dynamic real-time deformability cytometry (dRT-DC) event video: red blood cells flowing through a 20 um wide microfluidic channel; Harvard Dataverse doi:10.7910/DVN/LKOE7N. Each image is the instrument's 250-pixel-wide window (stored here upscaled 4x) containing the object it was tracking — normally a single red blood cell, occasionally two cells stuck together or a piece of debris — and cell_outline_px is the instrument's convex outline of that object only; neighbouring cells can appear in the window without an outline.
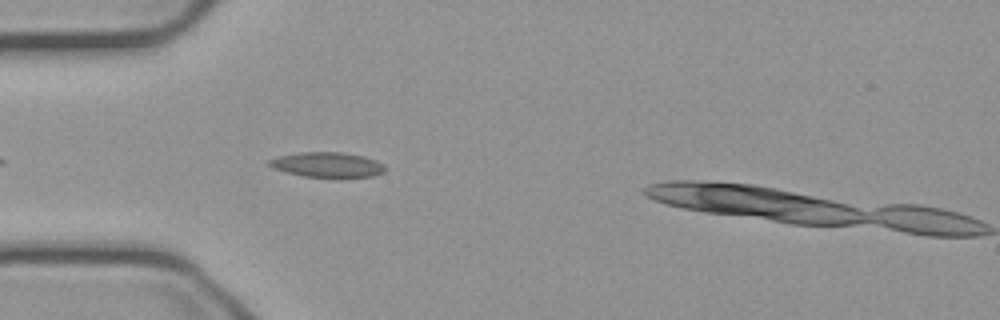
{"species": "common noctule bat (a hibernating species)", "species_latin": "Nyctalus noctula", "temperature_condition": "cold", "stored_images_in_passage": 3, "camera_frame_rate_fps": 3000, "um_per_image_px": 0.085, "animal": {"sex": "male", "body_mass_g": 23.1, "forearm_length_mm": 52.7}, "frame": {"image": 1, "passage_image": 2, "time_ms": 0.333, "image_size_px": [1000, 320], "cell_outline_px": [[388, 168], [384, 172], [372, 176], [340, 180], [304, 176], [272, 168], [268, 164], [268, 160], [280, 156], [300, 152], [344, 152], [364, 156], [376, 160], [384, 164]], "centroid_in_image_um": [27.91, 14.04], "position_along_channel_um": 57.1, "area_um2": 17.63}}